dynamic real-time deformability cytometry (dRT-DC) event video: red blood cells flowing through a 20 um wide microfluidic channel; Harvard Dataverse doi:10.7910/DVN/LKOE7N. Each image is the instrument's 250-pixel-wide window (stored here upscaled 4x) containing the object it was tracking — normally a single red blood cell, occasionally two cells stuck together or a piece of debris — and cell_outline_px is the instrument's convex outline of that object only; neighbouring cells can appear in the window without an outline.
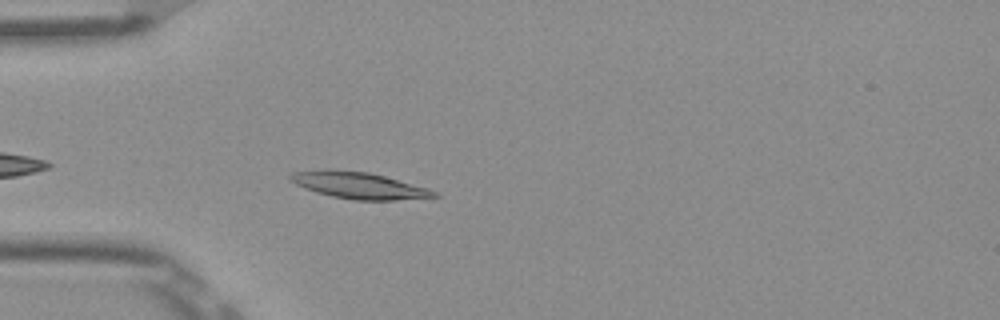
{"species": "Egyptian fruit bat (a non-hibernating species)", "species_latin": "Rousettus aegyptiacus", "temperature_condition": "room temperature", "stored_images_in_passage": 33, "camera_frame_rate_fps": 3000, "um_per_image_px": 0.085, "frame": {"image": 1, "passage_image": 4, "time_ms": 1.0, "image_size_px": [1000, 320], "cell_outline_px": [[440, 196], [396, 200], [352, 200], [332, 196], [316, 192], [304, 188], [288, 180], [288, 176], [292, 172], [368, 172], [384, 176], [428, 188], [436, 192]], "centroid_in_image_um": [30.57, 15.81], "position_along_channel_um": 54.4, "area_um2": 21.27}}
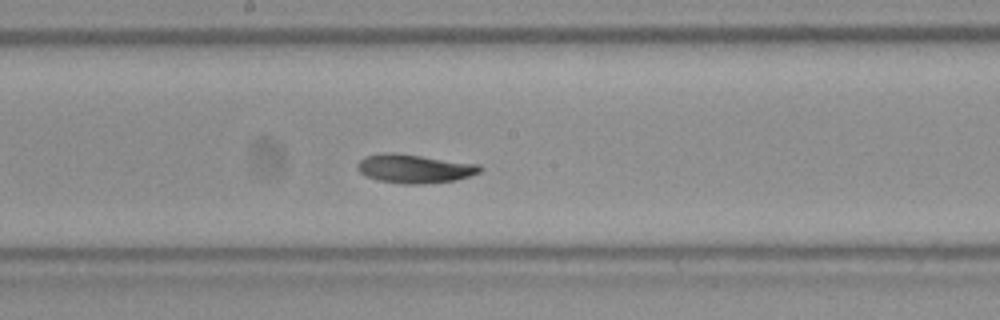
{"frame": {"image": 2, "passage_image": 17, "time_ms": 5.333, "image_size_px": [1000, 320], "cell_outline_px": [[484, 168], [480, 172], [456, 180], [420, 184], [404, 184], [380, 180], [364, 176], [356, 168], [356, 164], [364, 156], [380, 152], [396, 152], [480, 164]], "centroid_in_image_um": [35.2, 14.31], "position_along_channel_um": 213.0, "area_um2": 20.81}}
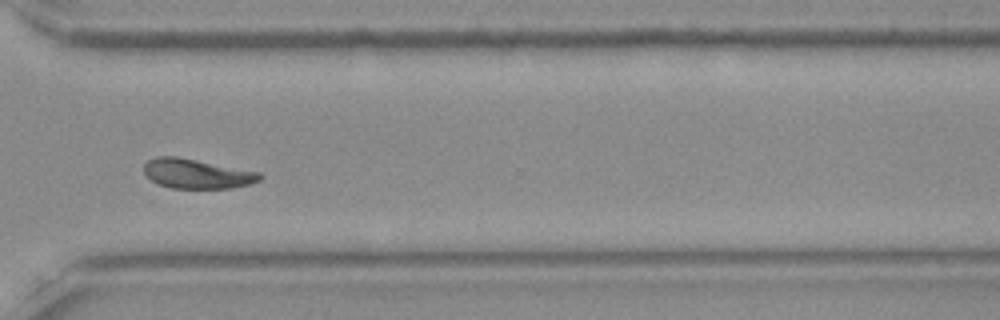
{"frame": {"image": 3, "passage_image": 28, "time_ms": 9.0, "image_size_px": [1000, 320], "cell_outline_px": [[264, 176], [260, 180], [248, 184], [232, 188], [172, 188], [160, 184], [152, 180], [144, 172], [144, 164], [148, 160], [156, 156], [176, 156], [260, 172]], "centroid_in_image_um": [16.74, 14.76], "position_along_channel_um": 353.9, "area_um2": 19.83}, "authors_computed_cell_mechanics": {"area_um2": 20.2878, "velocity_mm_per_s": 3.8426, "shape_relaxation_time_tau1_ms": 3.2417, "shape_relaxation_time_tau2_ms": 2.342, "deformation_change_tau1": 0.1191, "deformation_change_tau2": 0.0597}}